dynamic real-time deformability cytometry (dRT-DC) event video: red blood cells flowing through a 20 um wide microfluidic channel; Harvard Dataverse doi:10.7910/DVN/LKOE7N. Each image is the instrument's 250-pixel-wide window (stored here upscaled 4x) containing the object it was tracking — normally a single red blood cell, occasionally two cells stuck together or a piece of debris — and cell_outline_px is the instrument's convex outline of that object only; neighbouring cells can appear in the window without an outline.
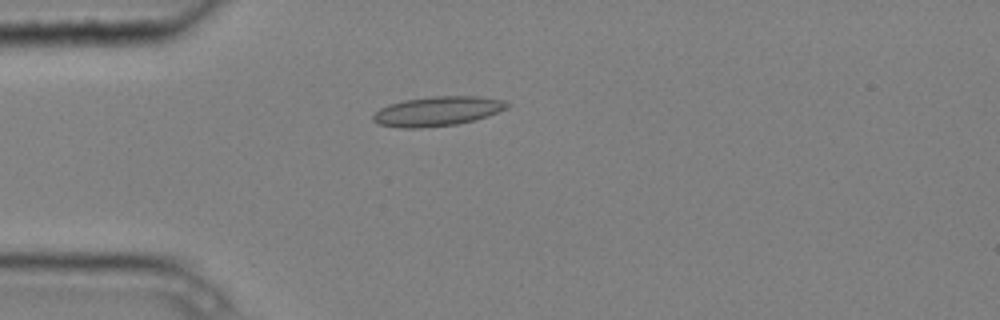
{"species": "common noctule bat (a hibernating species)", "species_latin": "Nyctalus noctula", "temperature_condition": "cold", "stored_images_in_passage": 4, "camera_frame_rate_fps": 3000, "um_per_image_px": 0.085, "animal": {"sex": "male", "body_mass_g": 20.4}, "frame": {"image": 1, "passage_image": 4, "time_ms": 1.0, "image_size_px": [1000, 320], "cell_outline_px": [[512, 104], [508, 108], [488, 116], [476, 120], [456, 124], [420, 128], [404, 128], [380, 124], [372, 120], [372, 116], [380, 108], [388, 104], [404, 100], [432, 96], [480, 96], [504, 100]], "centroid_in_image_um": [37.23, 9.44], "position_along_channel_um": 47.8, "area_um2": 23.18}}